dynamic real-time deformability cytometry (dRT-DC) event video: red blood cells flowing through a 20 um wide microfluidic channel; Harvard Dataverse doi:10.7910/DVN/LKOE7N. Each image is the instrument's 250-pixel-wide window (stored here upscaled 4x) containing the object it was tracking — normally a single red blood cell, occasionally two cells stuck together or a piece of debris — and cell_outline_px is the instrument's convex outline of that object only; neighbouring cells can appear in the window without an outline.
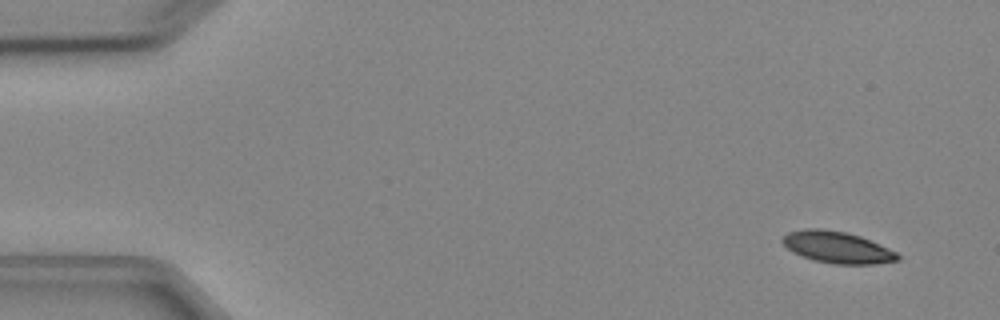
{"species": "Egyptian fruit bat (a non-hibernating species)", "species_latin": "Rousettus aegyptiacus", "temperature_condition": "cold", "stored_images_in_passage": 7, "camera_frame_rate_fps": 3000, "um_per_image_px": 0.085, "animal": {"sex": "female"}, "frame": {"image": 1, "passage_image": 1, "time_ms": 0.0, "image_size_px": [1000, 320], "cell_outline_px": [[900, 260], [876, 264], [832, 264], [812, 260], [792, 252], [780, 240], [788, 232], [804, 228], [820, 228], [848, 232], [860, 236], [880, 244], [896, 252], [900, 256]], "centroid_in_image_um": [71.16, 21.02], "position_along_channel_um": 13.8, "area_um2": 21.44}}
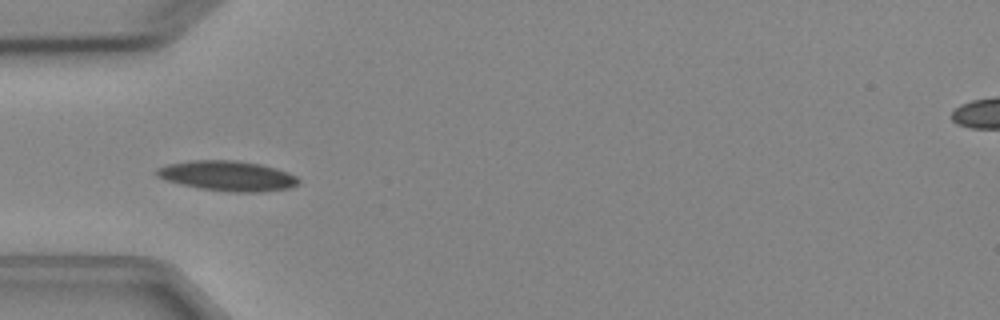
{"frame": {"image": 2, "passage_image": 4, "time_ms": 4.333, "image_size_px": [1000, 320], "cell_outline_px": [[300, 184], [288, 188], [260, 192], [232, 192], [200, 188], [164, 180], [156, 176], [156, 168], [168, 164], [188, 160], [236, 160], [260, 164], [276, 168], [288, 172], [296, 176], [300, 180]], "centroid_in_image_um": [19.34, 14.94], "position_along_channel_um": 65.7, "area_um2": 24.97}}
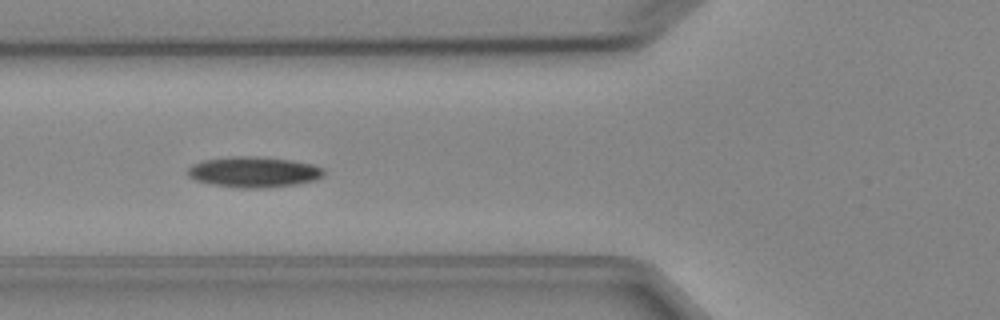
{"frame": {"image": 3, "passage_image": 5, "time_ms": 5.333, "image_size_px": [1000, 320], "cell_outline_px": [[324, 176], [316, 180], [296, 184], [260, 188], [240, 188], [212, 184], [196, 180], [188, 176], [188, 168], [192, 164], [200, 160], [228, 156], [256, 156], [292, 160], [312, 164], [324, 168]], "centroid_in_image_um": [21.56, 14.6], "position_along_channel_um": 104.2, "area_um2": 24.51}}